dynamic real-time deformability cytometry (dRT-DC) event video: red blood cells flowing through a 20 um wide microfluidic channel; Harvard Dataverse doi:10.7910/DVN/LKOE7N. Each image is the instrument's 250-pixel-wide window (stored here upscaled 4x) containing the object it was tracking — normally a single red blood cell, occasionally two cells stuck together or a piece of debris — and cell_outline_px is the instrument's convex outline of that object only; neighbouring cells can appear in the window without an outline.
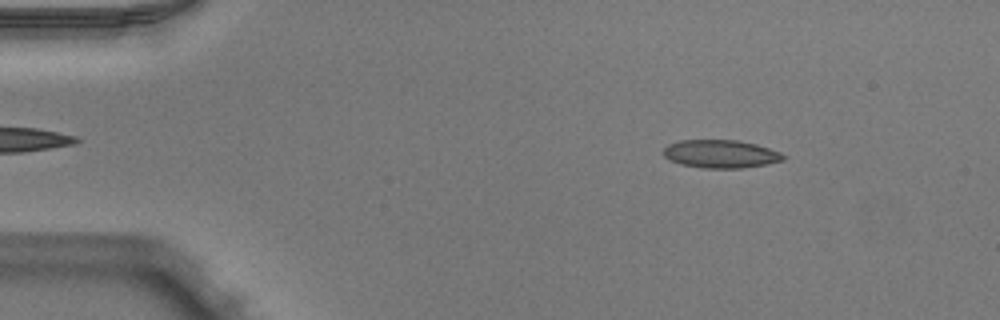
{"species": "Egyptian fruit bat (a non-hibernating species)", "species_latin": "Rousettus aegyptiacus", "temperature_condition": "warm", "stored_images_in_passage": 50, "camera_frame_rate_fps": 3000, "um_per_image_px": 0.085, "animal": {"sex": "male"}, "frame": {"image": 1, "passage_image": 7, "time_ms": 2.0, "image_size_px": [1000, 320], "cell_outline_px": [[784, 160], [764, 164], [740, 168], [700, 168], [680, 164], [664, 156], [660, 152], [668, 144], [680, 140], [736, 140], [756, 144], [780, 152], [784, 156]], "centroid_in_image_um": [61.2, 13.08], "position_along_channel_um": 23.8, "area_um2": 19.54}}
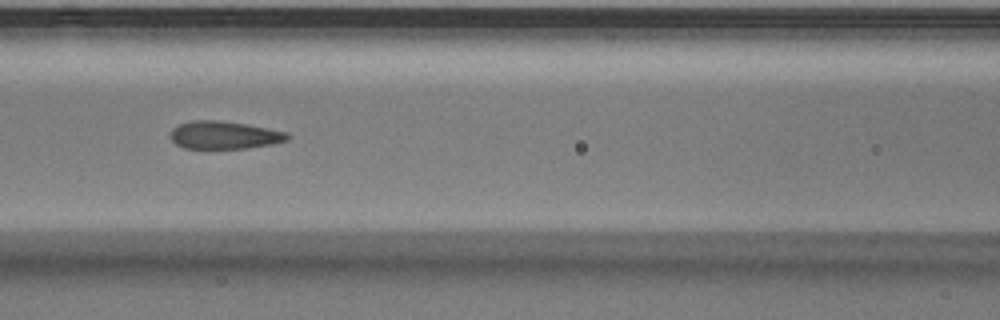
{"frame": {"image": 2, "passage_image": 22, "time_ms": 7.0, "image_size_px": [1000, 320], "cell_outline_px": [[292, 136], [288, 140], [272, 144], [248, 148], [184, 148], [176, 144], [172, 140], [172, 128], [180, 124], [192, 120], [216, 120], [248, 124], [288, 132]], "centroid_in_image_um": [19.12, 11.48], "position_along_channel_um": 147.5, "area_um2": 18.96}}
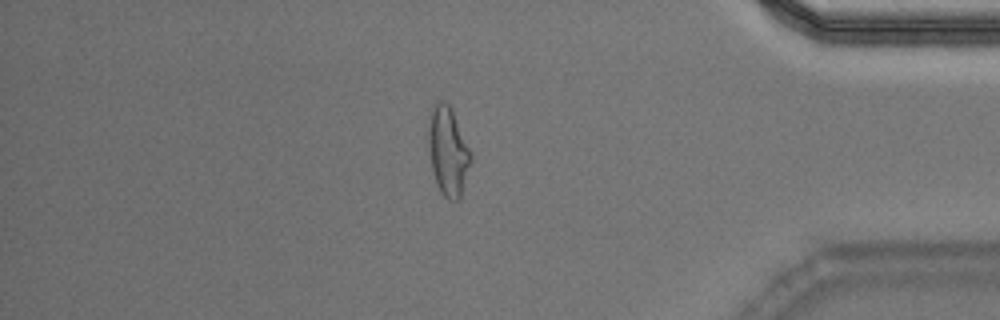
{"frame": {"image": 3, "passage_image": 43, "time_ms": 14.0, "image_size_px": [1000, 320], "cell_outline_px": [[472, 160], [460, 200], [452, 200], [444, 196], [440, 192], [436, 184], [432, 172], [428, 152], [428, 128], [432, 108], [436, 100], [444, 100], [452, 108], [472, 152]], "centroid_in_image_um": [38.09, 12.85], "position_along_channel_um": 397.1, "area_um2": 22.48}, "authors_computed_cell_mechanics": {"area_um2": 19.5075, "velocity_mm_per_s": 3.9898, "shape_relaxation_time_tau1_ms": 4.2168, "shape_relaxation_time_tau2_ms": 0.8826, "deformation_change_tau1": 0.1772, "deformation_change_tau2": 0.0812}}